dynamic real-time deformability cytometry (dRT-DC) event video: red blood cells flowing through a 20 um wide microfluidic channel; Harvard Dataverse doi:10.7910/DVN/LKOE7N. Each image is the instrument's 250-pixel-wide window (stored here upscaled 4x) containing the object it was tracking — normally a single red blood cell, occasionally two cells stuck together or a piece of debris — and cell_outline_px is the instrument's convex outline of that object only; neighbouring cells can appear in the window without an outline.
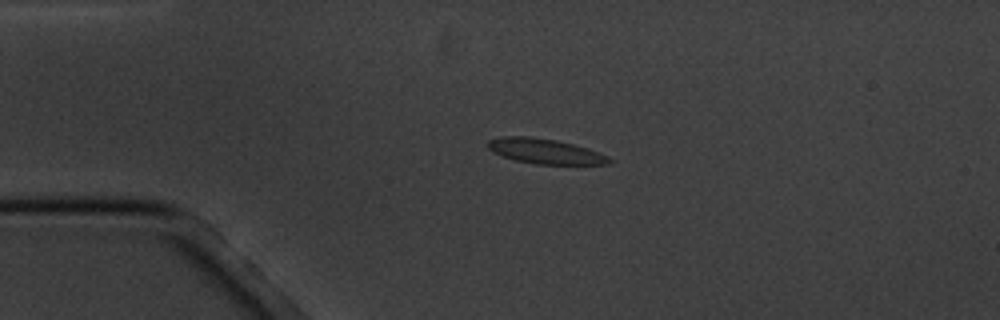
{"species": "common noctule bat (a hibernating species)", "species_latin": "Nyctalus noctula", "temperature_condition": "cold", "stored_images_in_passage": 3, "camera_frame_rate_fps": 3000, "um_per_image_px": 0.085, "animal": {"sex": "male", "body_mass_g": 20.1, "forearm_length_mm": 53.5}, "frame": {"image": 1, "passage_image": 2, "time_ms": 1.0, "image_size_px": [1000, 320], "cell_outline_px": [[612, 160], [608, 164], [536, 164], [516, 160], [492, 152], [488, 148], [488, 140], [500, 136], [528, 136], [556, 140], [588, 148], [608, 156]], "centroid_in_image_um": [46.31, 12.85], "position_along_channel_um": 38.7, "area_um2": 17.57}}